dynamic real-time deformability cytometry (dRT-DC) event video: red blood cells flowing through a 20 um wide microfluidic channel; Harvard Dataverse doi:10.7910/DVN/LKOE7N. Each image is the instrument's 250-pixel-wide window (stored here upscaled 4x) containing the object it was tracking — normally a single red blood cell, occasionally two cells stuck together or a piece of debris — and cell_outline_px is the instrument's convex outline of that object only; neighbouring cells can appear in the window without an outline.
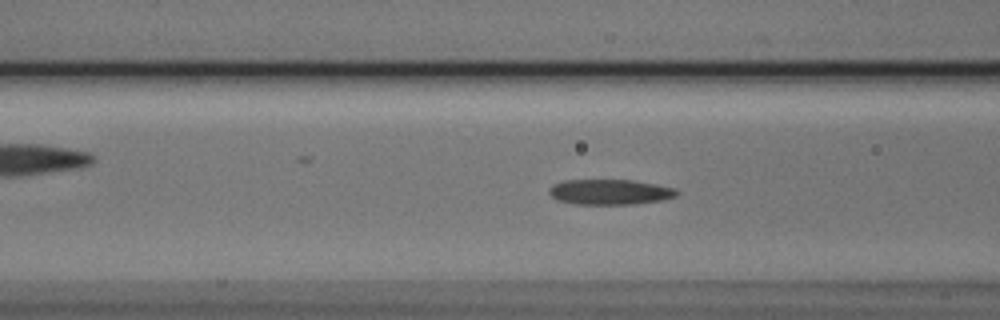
{"species": "Egyptian fruit bat (a non-hibernating species)", "species_latin": "Rousettus aegyptiacus", "temperature_condition": "cold", "stored_images_in_passage": 53, "camera_frame_rate_fps": 3000, "um_per_image_px": 0.085, "animal": {"sex": "male"}, "frame": {"image": 1, "passage_image": 19, "time_ms": 6.0, "image_size_px": [1000, 320], "cell_outline_px": [[680, 192], [676, 196], [660, 200], [632, 204], [576, 204], [556, 200], [548, 192], [548, 188], [552, 184], [564, 180], [632, 180], [656, 184], [676, 188]], "centroid_in_image_um": [51.82, 16.31], "position_along_channel_um": 114.8, "area_um2": 18.9}}
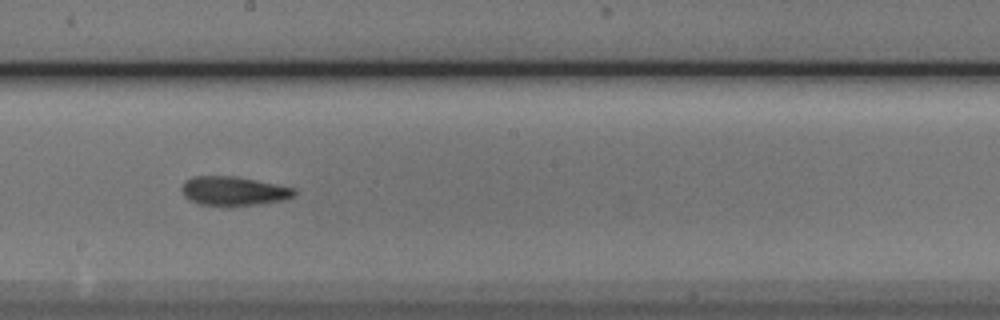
{"frame": {"image": 2, "passage_image": 28, "time_ms": 9.0, "image_size_px": [1000, 320], "cell_outline_px": [[296, 196], [284, 200], [256, 204], [200, 204], [184, 196], [180, 188], [184, 180], [192, 176], [236, 176], [296, 188]], "centroid_in_image_um": [19.87, 16.2], "position_along_channel_um": 228.3, "area_um2": 18.79}}
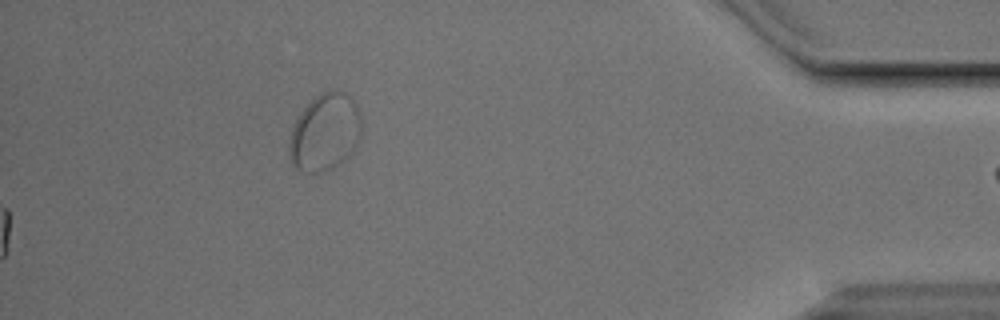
{"frame": {"image": 3, "passage_image": 53, "time_ms": 17.333, "image_size_px": [1000, 320], "cell_outline_px": [[360, 136], [356, 148], [348, 156], [332, 168], [324, 172], [300, 172], [292, 164], [288, 156], [288, 144], [292, 128], [300, 112], [320, 92], [328, 88], [336, 88], [344, 92], [356, 104], [360, 116]], "centroid_in_image_um": [27.59, 11.24], "position_along_channel_um": 407.6, "area_um2": 32.83}, "authors_computed_cell_mechanics": {"area_um2": 18.5538, "velocity_mm_per_s": 3.7913, "shape_relaxation_time_tau1_ms": 5.8778, "shape_relaxation_time_tau2_ms": 2.9085, "deformation_change_tau1": 0.1527, "deformation_change_tau2": 0.1066}}